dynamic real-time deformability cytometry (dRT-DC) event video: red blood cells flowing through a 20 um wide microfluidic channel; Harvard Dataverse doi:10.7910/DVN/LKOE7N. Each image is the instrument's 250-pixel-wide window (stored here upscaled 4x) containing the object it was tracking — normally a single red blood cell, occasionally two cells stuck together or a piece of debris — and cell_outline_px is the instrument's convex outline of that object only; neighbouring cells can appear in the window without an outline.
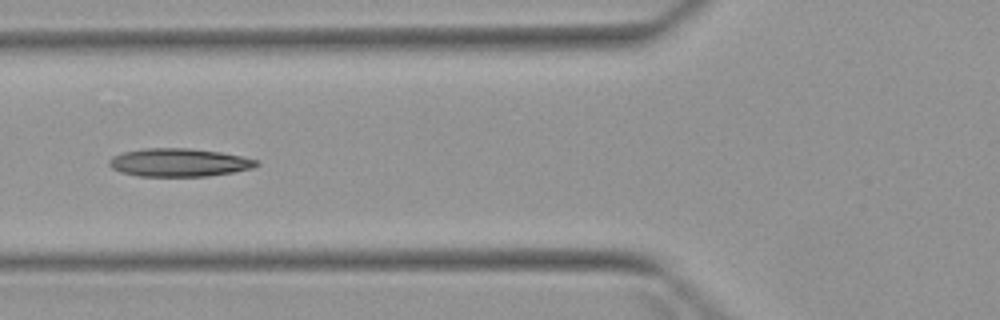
{"species": "Egyptian fruit bat (a non-hibernating species)", "species_latin": "Rousettus aegyptiacus", "temperature_condition": "warm", "stored_images_in_passage": 5, "camera_frame_rate_fps": 3000, "um_per_image_px": 0.085, "animal": {"sex": "female"}, "frame": {"image": 1, "passage_image": 4, "time_ms": 5.333, "image_size_px": [1000, 320], "cell_outline_px": [[260, 164], [252, 168], [232, 172], [208, 176], [140, 176], [120, 172], [112, 168], [108, 164], [108, 160], [112, 156], [124, 152], [144, 148], [188, 148], [220, 152], [244, 156], [260, 160]], "centroid_in_image_um": [15.23, 13.81], "position_along_channel_um": 110.6, "area_um2": 24.28}}
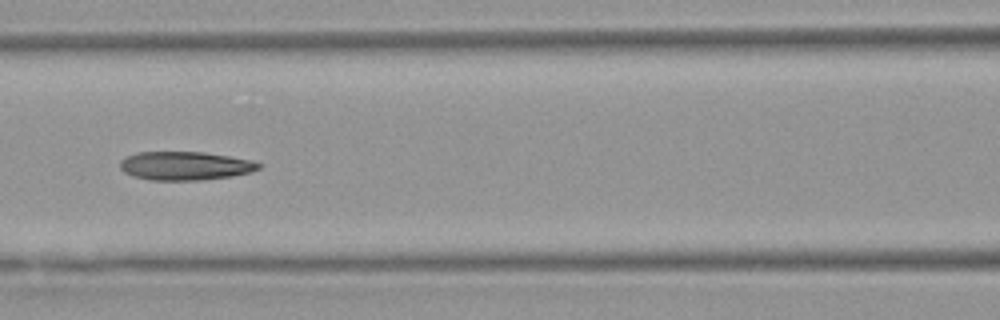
{"frame": {"image": 2, "passage_image": 5, "time_ms": 6.333, "image_size_px": [1000, 320], "cell_outline_px": [[260, 168], [248, 172], [232, 176], [200, 180], [148, 180], [132, 176], [124, 172], [120, 168], [120, 160], [136, 152], [204, 152], [252, 160], [260, 164]], "centroid_in_image_um": [15.69, 14.09], "position_along_channel_um": 150.9, "area_um2": 23.0}}